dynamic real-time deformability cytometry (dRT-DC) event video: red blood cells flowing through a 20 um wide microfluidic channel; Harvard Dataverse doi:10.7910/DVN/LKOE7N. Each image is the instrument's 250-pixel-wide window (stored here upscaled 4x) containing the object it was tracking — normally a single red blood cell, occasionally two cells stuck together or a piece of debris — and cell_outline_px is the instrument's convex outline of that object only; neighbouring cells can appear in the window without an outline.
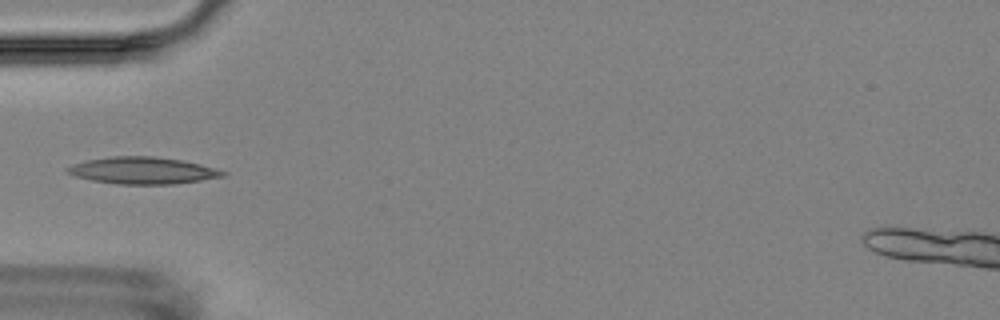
{"species": "Egyptian fruit bat (a non-hibernating species)", "species_latin": "Rousettus aegyptiacus", "temperature_condition": "room temperature", "stored_images_in_passage": 12, "camera_frame_rate_fps": 3000, "um_per_image_px": 0.085, "animal": {"sex": "female"}, "frame": {"image": 1, "passage_image": 2, "time_ms": 1.333, "image_size_px": [1000, 320], "cell_outline_px": [[228, 172], [224, 176], [176, 184], [116, 184], [92, 180], [76, 176], [64, 172], [64, 168], [72, 164], [88, 160], [112, 156], [152, 156], [184, 160], [216, 168]], "centroid_in_image_um": [12.12, 14.49], "position_along_channel_um": 72.9, "area_um2": 24.45}}
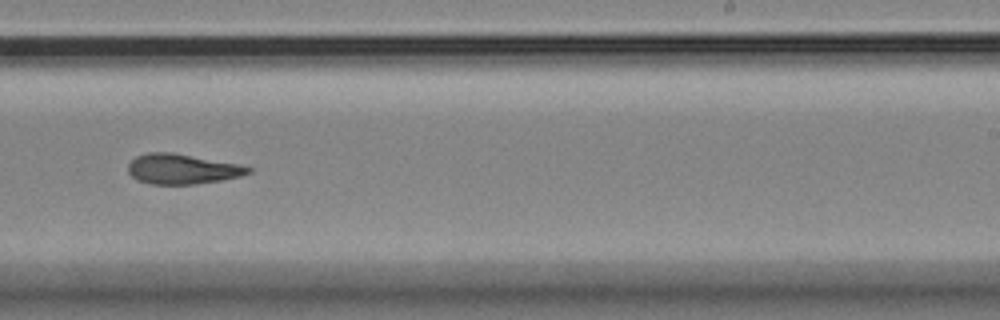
{"frame": {"image": 2, "passage_image": 7, "time_ms": 7.0, "image_size_px": [1000, 320], "cell_outline_px": [[252, 172], [240, 176], [220, 180], [196, 184], [152, 184], [136, 180], [128, 172], [128, 164], [136, 156], [148, 152], [172, 152], [240, 164], [252, 168]], "centroid_in_image_um": [15.48, 14.36], "position_along_channel_um": 273.5, "area_um2": 21.1}}
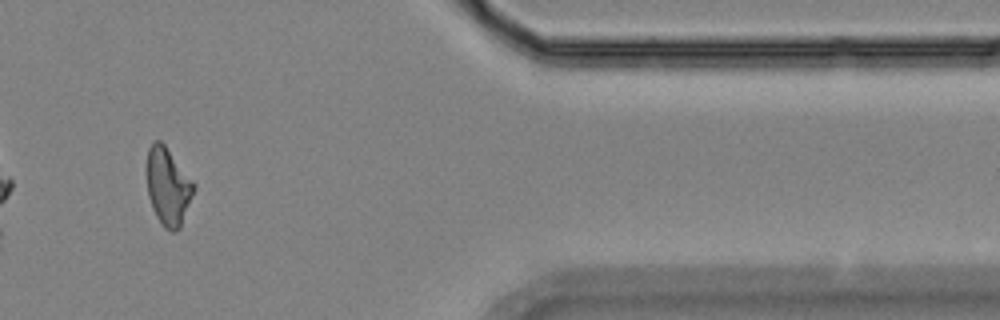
{"frame": {"image": 3, "passage_image": 10, "time_ms": 11.333, "image_size_px": [1000, 320], "cell_outline_px": [[196, 188], [180, 228], [176, 232], [172, 232], [164, 228], [160, 224], [152, 208], [148, 196], [148, 148], [152, 140], [160, 140], [164, 144], [196, 184]], "centroid_in_image_um": [14.3, 15.88], "position_along_channel_um": 397.1, "area_um2": 21.27}, "authors_computed_cell_mechanics": {"area_um2": 21.2993, "velocity_mm_per_s": 3.5364, "shape_relaxation_time_tau1_ms": null, "shape_relaxation_time_tau2_ms": 5.7508, "deformation_change_tau1": null, "deformation_change_tau2": 0.1527}}